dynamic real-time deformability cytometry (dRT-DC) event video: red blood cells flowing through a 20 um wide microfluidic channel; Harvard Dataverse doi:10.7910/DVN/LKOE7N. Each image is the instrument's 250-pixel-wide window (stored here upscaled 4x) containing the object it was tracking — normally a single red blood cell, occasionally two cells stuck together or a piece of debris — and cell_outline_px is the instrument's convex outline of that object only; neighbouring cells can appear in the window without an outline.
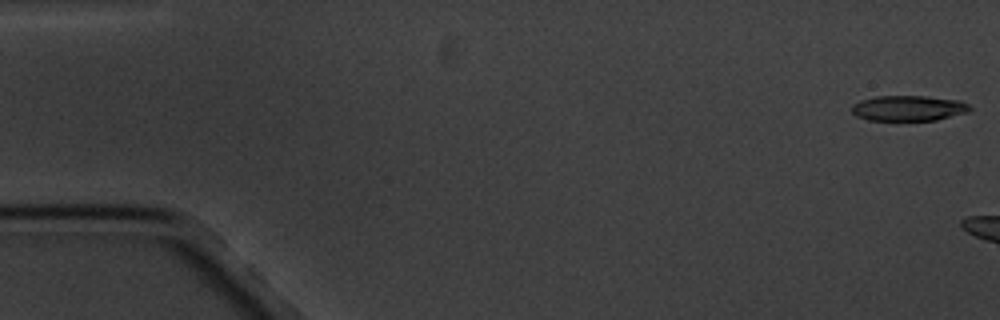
{"species": "common noctule bat (a hibernating species)", "species_latin": "Nyctalus noctula", "temperature_condition": "cold", "stored_images_in_passage": 4, "camera_frame_rate_fps": 3000, "um_per_image_px": 0.085, "animal": {"sex": "male", "body_mass_g": 20.1, "forearm_length_mm": 53.5}, "frame": {"image": 1, "passage_image": 1, "time_ms": 0.0, "image_size_px": [1000, 320], "cell_outline_px": [[972, 108], [968, 112], [936, 120], [868, 120], [856, 116], [852, 112], [852, 104], [860, 100], [876, 96], [924, 96], [960, 100], [968, 104]], "centroid_in_image_um": [77.21, 9.19], "position_along_channel_um": 7.8, "area_um2": 17.51}}